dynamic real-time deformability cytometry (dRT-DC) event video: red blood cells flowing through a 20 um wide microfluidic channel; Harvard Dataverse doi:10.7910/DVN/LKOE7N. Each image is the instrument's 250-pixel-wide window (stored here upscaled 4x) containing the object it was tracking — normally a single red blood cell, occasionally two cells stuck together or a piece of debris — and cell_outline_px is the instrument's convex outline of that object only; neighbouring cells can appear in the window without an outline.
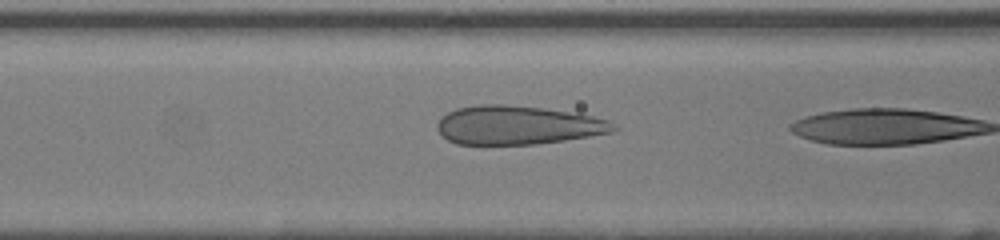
{"species": "human", "species_latin": "Homo sapiens", "temperature_condition": "room temperature", "stored_images_in_passage": 4, "camera_frame_rate_fps": 3000, "um_per_image_px": 0.085, "donor": {"sex": "female"}, "frame": {"image": 1, "passage_image": 3, "time_ms": 0.667, "image_size_px": [1000, 240], "cell_outline_px": [[620, 128], [612, 132], [564, 140], [536, 144], [456, 144], [448, 140], [436, 128], [436, 124], [448, 112], [456, 108], [476, 104], [504, 104], [540, 108], [592, 116], [608, 120], [616, 124]], "centroid_in_image_um": [43.99, 10.64], "position_along_channel_um": 122.6, "area_um2": 39.54}}